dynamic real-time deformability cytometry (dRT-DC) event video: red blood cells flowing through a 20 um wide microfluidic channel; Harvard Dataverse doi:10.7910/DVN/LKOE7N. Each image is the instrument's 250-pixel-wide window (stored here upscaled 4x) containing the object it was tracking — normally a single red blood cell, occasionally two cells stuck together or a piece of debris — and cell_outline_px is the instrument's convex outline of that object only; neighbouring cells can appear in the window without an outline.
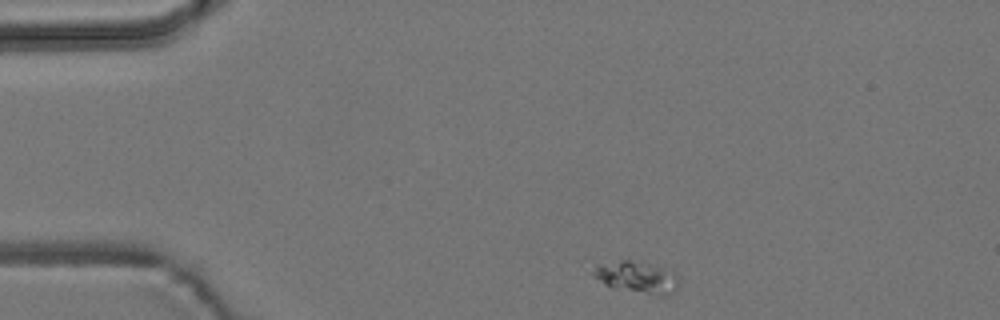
{"species": "common noctule bat (a hibernating species)", "species_latin": "Nyctalus noctula", "temperature_condition": "room temperature", "stored_images_in_passage": 23, "camera_frame_rate_fps": 3000, "um_per_image_px": 0.085, "animal": {"sex": "male", "body_mass_g": 19.2, "forearm_length_mm": 51.8}, "frame": {"image": 1, "passage_image": 1, "time_ms": 0.0, "image_size_px": [1000, 320], "cell_outline_px": [[680, 280], [676, 292], [664, 296], [660, 296], [612, 288], [604, 284], [592, 276], [592, 272], [596, 264], [620, 260], [632, 260], [664, 268], [676, 272]], "centroid_in_image_um": [54.15, 23.58], "position_along_channel_um": 30.8, "area_um2": 16.24}}
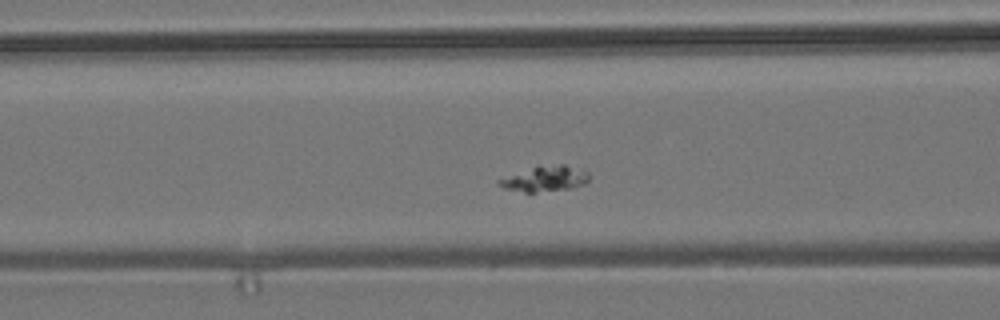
{"frame": {"image": 2, "passage_image": 13, "time_ms": 4.0, "image_size_px": [1000, 320], "cell_outline_px": [[588, 180], [584, 184], [572, 188], [536, 192], [524, 192], [504, 188], [496, 184], [496, 180], [536, 164], [564, 164], [588, 172]], "centroid_in_image_um": [46.27, 15.17], "position_along_channel_um": 120.3, "area_um2": 13.64}}
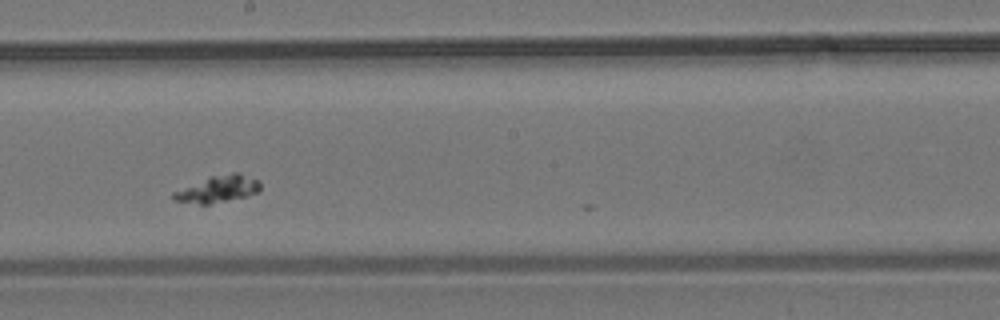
{"frame": {"image": 3, "passage_image": 22, "time_ms": 7.0, "image_size_px": [1000, 320], "cell_outline_px": [[260, 188], [256, 192], [248, 196], [208, 204], [200, 204], [172, 200], [172, 192], [212, 176], [232, 172], [240, 172], [256, 180], [260, 184]], "centroid_in_image_um": [18.51, 16.07], "position_along_channel_um": 229.7, "area_um2": 13.29}}